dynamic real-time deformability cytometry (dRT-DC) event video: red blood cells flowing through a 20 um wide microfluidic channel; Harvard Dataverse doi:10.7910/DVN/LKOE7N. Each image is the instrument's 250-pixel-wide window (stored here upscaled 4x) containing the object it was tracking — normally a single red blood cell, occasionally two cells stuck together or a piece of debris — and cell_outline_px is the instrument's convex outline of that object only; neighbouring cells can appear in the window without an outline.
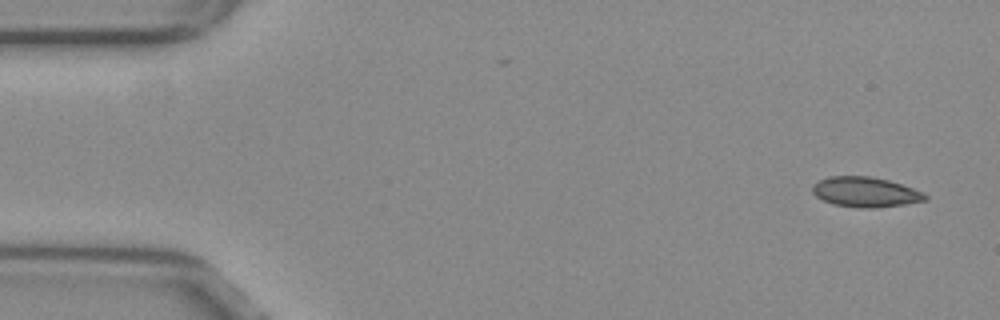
{"species": "common noctule bat (a hibernating species)", "species_latin": "Nyctalus noctula", "temperature_condition": "warm", "stored_images_in_passage": 50, "camera_frame_rate_fps": 3000, "um_per_image_px": 0.085, "animal": {"sex": "female", "body_mass_g": 29.2, "forearm_length_mm": 56.3}, "frame": {"image": 1, "passage_image": 1, "time_ms": 0.0, "image_size_px": [1000, 320], "cell_outline_px": [[928, 200], [904, 204], [876, 208], [860, 208], [832, 204], [816, 196], [812, 192], [812, 184], [828, 176], [868, 176], [888, 180], [924, 192], [928, 196]], "centroid_in_image_um": [73.55, 16.33], "position_along_channel_um": 11.4, "area_um2": 19.77}}
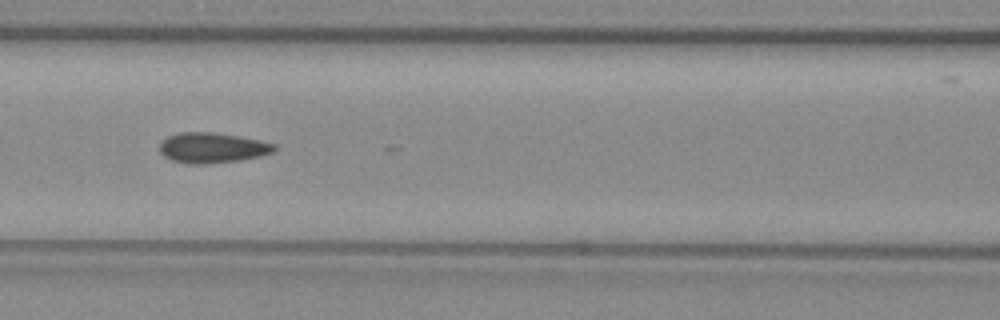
{"frame": {"image": 2, "passage_image": 21, "time_ms": 6.667, "image_size_px": [1000, 320], "cell_outline_px": [[280, 148], [276, 152], [260, 156], [240, 160], [208, 164], [188, 164], [172, 160], [164, 156], [160, 152], [160, 140], [168, 136], [180, 132], [216, 132], [240, 136], [260, 140], [276, 144]], "centroid_in_image_um": [18.09, 12.56], "position_along_channel_um": 148.5, "area_um2": 20.69}}
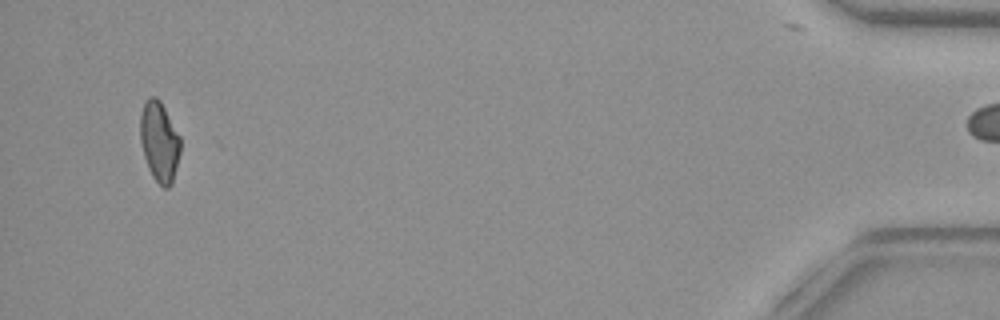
{"frame": {"image": 3, "passage_image": 49, "time_ms": 16.0, "image_size_px": [1000, 320], "cell_outline_px": [[180, 152], [172, 184], [168, 188], [164, 188], [152, 176], [148, 168], [144, 156], [140, 140], [140, 112], [144, 100], [148, 96], [156, 96], [160, 100], [180, 136]], "centroid_in_image_um": [13.53, 12.0], "position_along_channel_um": 421.7, "area_um2": 18.9}, "authors_computed_cell_mechanics": {"area_um2": 19.7965, "velocity_mm_per_s": 3.8686, "shape_relaxation_time_tau1_ms": null, "shape_relaxation_time_tau2_ms": 1.9661, "deformation_change_tau1": null, "deformation_change_tau2": 0.0709}}